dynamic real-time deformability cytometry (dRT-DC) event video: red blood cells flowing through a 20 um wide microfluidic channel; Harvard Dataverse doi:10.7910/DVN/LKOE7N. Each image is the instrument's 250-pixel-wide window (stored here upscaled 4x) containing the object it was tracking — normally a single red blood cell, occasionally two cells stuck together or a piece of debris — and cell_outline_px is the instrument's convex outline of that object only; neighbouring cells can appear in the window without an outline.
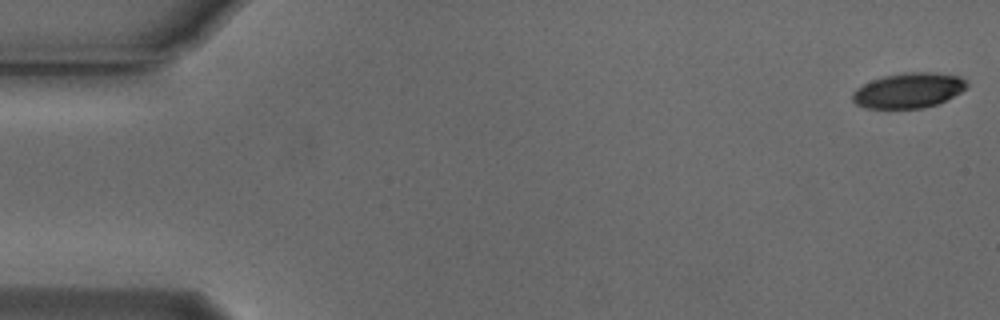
{"species": "Egyptian fruit bat (a non-hibernating species)", "species_latin": "Rousettus aegyptiacus", "temperature_condition": "cold", "stored_images_in_passage": 8, "camera_frame_rate_fps": 3000, "um_per_image_px": 0.085, "animal": {"sex": "male"}, "frame": {"image": 1, "passage_image": 1, "time_ms": 0.0, "image_size_px": [1000, 320], "cell_outline_px": [[968, 84], [960, 92], [936, 104], [924, 108], [868, 108], [856, 104], [852, 100], [852, 92], [856, 88], [872, 80], [884, 76], [904, 72], [936, 72], [960, 76]], "centroid_in_image_um": [77.2, 7.67], "position_along_channel_um": 7.8, "area_um2": 23.24}}